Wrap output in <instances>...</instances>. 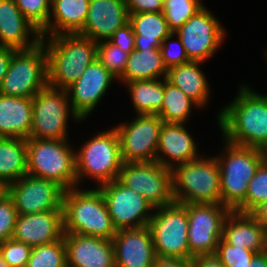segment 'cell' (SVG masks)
<instances>
[{
	"label": "cell",
	"instance_id": "cell-29",
	"mask_svg": "<svg viewBox=\"0 0 267 267\" xmlns=\"http://www.w3.org/2000/svg\"><path fill=\"white\" fill-rule=\"evenodd\" d=\"M166 78L167 69L164 66L160 48L134 50L129 54L122 83L136 80H150Z\"/></svg>",
	"mask_w": 267,
	"mask_h": 267
},
{
	"label": "cell",
	"instance_id": "cell-30",
	"mask_svg": "<svg viewBox=\"0 0 267 267\" xmlns=\"http://www.w3.org/2000/svg\"><path fill=\"white\" fill-rule=\"evenodd\" d=\"M26 174V139L0 137V178L10 184Z\"/></svg>",
	"mask_w": 267,
	"mask_h": 267
},
{
	"label": "cell",
	"instance_id": "cell-38",
	"mask_svg": "<svg viewBox=\"0 0 267 267\" xmlns=\"http://www.w3.org/2000/svg\"><path fill=\"white\" fill-rule=\"evenodd\" d=\"M256 254L249 249L229 245L222 238L215 252L225 267H248V263Z\"/></svg>",
	"mask_w": 267,
	"mask_h": 267
},
{
	"label": "cell",
	"instance_id": "cell-26",
	"mask_svg": "<svg viewBox=\"0 0 267 267\" xmlns=\"http://www.w3.org/2000/svg\"><path fill=\"white\" fill-rule=\"evenodd\" d=\"M89 4L90 0H55L51 5L52 10H50L54 22L49 20L47 27L41 32V36L48 38V35L79 33L85 25Z\"/></svg>",
	"mask_w": 267,
	"mask_h": 267
},
{
	"label": "cell",
	"instance_id": "cell-34",
	"mask_svg": "<svg viewBox=\"0 0 267 267\" xmlns=\"http://www.w3.org/2000/svg\"><path fill=\"white\" fill-rule=\"evenodd\" d=\"M203 7L201 0H163V13L172 33Z\"/></svg>",
	"mask_w": 267,
	"mask_h": 267
},
{
	"label": "cell",
	"instance_id": "cell-45",
	"mask_svg": "<svg viewBox=\"0 0 267 267\" xmlns=\"http://www.w3.org/2000/svg\"><path fill=\"white\" fill-rule=\"evenodd\" d=\"M192 267H225L215 254L200 255L192 258Z\"/></svg>",
	"mask_w": 267,
	"mask_h": 267
},
{
	"label": "cell",
	"instance_id": "cell-47",
	"mask_svg": "<svg viewBox=\"0 0 267 267\" xmlns=\"http://www.w3.org/2000/svg\"><path fill=\"white\" fill-rule=\"evenodd\" d=\"M267 231V201L258 205L250 213Z\"/></svg>",
	"mask_w": 267,
	"mask_h": 267
},
{
	"label": "cell",
	"instance_id": "cell-28",
	"mask_svg": "<svg viewBox=\"0 0 267 267\" xmlns=\"http://www.w3.org/2000/svg\"><path fill=\"white\" fill-rule=\"evenodd\" d=\"M129 23L135 34V49H158L172 33L163 12L129 15Z\"/></svg>",
	"mask_w": 267,
	"mask_h": 267
},
{
	"label": "cell",
	"instance_id": "cell-51",
	"mask_svg": "<svg viewBox=\"0 0 267 267\" xmlns=\"http://www.w3.org/2000/svg\"><path fill=\"white\" fill-rule=\"evenodd\" d=\"M46 1L50 6L55 2V0H46Z\"/></svg>",
	"mask_w": 267,
	"mask_h": 267
},
{
	"label": "cell",
	"instance_id": "cell-12",
	"mask_svg": "<svg viewBox=\"0 0 267 267\" xmlns=\"http://www.w3.org/2000/svg\"><path fill=\"white\" fill-rule=\"evenodd\" d=\"M188 215L189 259L215 254L230 209L223 204H182Z\"/></svg>",
	"mask_w": 267,
	"mask_h": 267
},
{
	"label": "cell",
	"instance_id": "cell-23",
	"mask_svg": "<svg viewBox=\"0 0 267 267\" xmlns=\"http://www.w3.org/2000/svg\"><path fill=\"white\" fill-rule=\"evenodd\" d=\"M184 125L163 122L161 126L156 161L164 167L172 169L200 157L195 141Z\"/></svg>",
	"mask_w": 267,
	"mask_h": 267
},
{
	"label": "cell",
	"instance_id": "cell-42",
	"mask_svg": "<svg viewBox=\"0 0 267 267\" xmlns=\"http://www.w3.org/2000/svg\"><path fill=\"white\" fill-rule=\"evenodd\" d=\"M109 41L118 46L119 49L129 54L135 50V34L131 24L128 22L113 33Z\"/></svg>",
	"mask_w": 267,
	"mask_h": 267
},
{
	"label": "cell",
	"instance_id": "cell-44",
	"mask_svg": "<svg viewBox=\"0 0 267 267\" xmlns=\"http://www.w3.org/2000/svg\"><path fill=\"white\" fill-rule=\"evenodd\" d=\"M153 267H192V259L156 256Z\"/></svg>",
	"mask_w": 267,
	"mask_h": 267
},
{
	"label": "cell",
	"instance_id": "cell-3",
	"mask_svg": "<svg viewBox=\"0 0 267 267\" xmlns=\"http://www.w3.org/2000/svg\"><path fill=\"white\" fill-rule=\"evenodd\" d=\"M63 231L113 240L116 234L111 217L98 187L70 188L63 194Z\"/></svg>",
	"mask_w": 267,
	"mask_h": 267
},
{
	"label": "cell",
	"instance_id": "cell-13",
	"mask_svg": "<svg viewBox=\"0 0 267 267\" xmlns=\"http://www.w3.org/2000/svg\"><path fill=\"white\" fill-rule=\"evenodd\" d=\"M97 187L103 195L116 230L148 226L153 216L149 211H155V208L143 196L124 185L118 178Z\"/></svg>",
	"mask_w": 267,
	"mask_h": 267
},
{
	"label": "cell",
	"instance_id": "cell-18",
	"mask_svg": "<svg viewBox=\"0 0 267 267\" xmlns=\"http://www.w3.org/2000/svg\"><path fill=\"white\" fill-rule=\"evenodd\" d=\"M112 241L116 267H153L156 253L148 226L117 230Z\"/></svg>",
	"mask_w": 267,
	"mask_h": 267
},
{
	"label": "cell",
	"instance_id": "cell-36",
	"mask_svg": "<svg viewBox=\"0 0 267 267\" xmlns=\"http://www.w3.org/2000/svg\"><path fill=\"white\" fill-rule=\"evenodd\" d=\"M129 53L113 45L109 40L97 43V59L116 78L120 79L126 68Z\"/></svg>",
	"mask_w": 267,
	"mask_h": 267
},
{
	"label": "cell",
	"instance_id": "cell-15",
	"mask_svg": "<svg viewBox=\"0 0 267 267\" xmlns=\"http://www.w3.org/2000/svg\"><path fill=\"white\" fill-rule=\"evenodd\" d=\"M226 31L204 6L175 33L179 37L190 61L208 60L221 46Z\"/></svg>",
	"mask_w": 267,
	"mask_h": 267
},
{
	"label": "cell",
	"instance_id": "cell-1",
	"mask_svg": "<svg viewBox=\"0 0 267 267\" xmlns=\"http://www.w3.org/2000/svg\"><path fill=\"white\" fill-rule=\"evenodd\" d=\"M233 100L217 117L224 141L267 151V95L241 84Z\"/></svg>",
	"mask_w": 267,
	"mask_h": 267
},
{
	"label": "cell",
	"instance_id": "cell-33",
	"mask_svg": "<svg viewBox=\"0 0 267 267\" xmlns=\"http://www.w3.org/2000/svg\"><path fill=\"white\" fill-rule=\"evenodd\" d=\"M26 267H67L64 238L50 244L32 247Z\"/></svg>",
	"mask_w": 267,
	"mask_h": 267
},
{
	"label": "cell",
	"instance_id": "cell-16",
	"mask_svg": "<svg viewBox=\"0 0 267 267\" xmlns=\"http://www.w3.org/2000/svg\"><path fill=\"white\" fill-rule=\"evenodd\" d=\"M64 189L57 183L29 174L9 184L8 195L18 214L63 210Z\"/></svg>",
	"mask_w": 267,
	"mask_h": 267
},
{
	"label": "cell",
	"instance_id": "cell-35",
	"mask_svg": "<svg viewBox=\"0 0 267 267\" xmlns=\"http://www.w3.org/2000/svg\"><path fill=\"white\" fill-rule=\"evenodd\" d=\"M267 201V159L259 166L248 184L245 200L234 210L251 213L258 205Z\"/></svg>",
	"mask_w": 267,
	"mask_h": 267
},
{
	"label": "cell",
	"instance_id": "cell-49",
	"mask_svg": "<svg viewBox=\"0 0 267 267\" xmlns=\"http://www.w3.org/2000/svg\"><path fill=\"white\" fill-rule=\"evenodd\" d=\"M9 193V184L0 178V201L5 198Z\"/></svg>",
	"mask_w": 267,
	"mask_h": 267
},
{
	"label": "cell",
	"instance_id": "cell-19",
	"mask_svg": "<svg viewBox=\"0 0 267 267\" xmlns=\"http://www.w3.org/2000/svg\"><path fill=\"white\" fill-rule=\"evenodd\" d=\"M63 234V210H51L18 214L12 239L36 247L56 242Z\"/></svg>",
	"mask_w": 267,
	"mask_h": 267
},
{
	"label": "cell",
	"instance_id": "cell-8",
	"mask_svg": "<svg viewBox=\"0 0 267 267\" xmlns=\"http://www.w3.org/2000/svg\"><path fill=\"white\" fill-rule=\"evenodd\" d=\"M47 85V53L43 42L29 49L13 50L0 94L32 98Z\"/></svg>",
	"mask_w": 267,
	"mask_h": 267
},
{
	"label": "cell",
	"instance_id": "cell-40",
	"mask_svg": "<svg viewBox=\"0 0 267 267\" xmlns=\"http://www.w3.org/2000/svg\"><path fill=\"white\" fill-rule=\"evenodd\" d=\"M175 35V33H171L170 35H168L165 40L161 43V47H160V51H161V55H162V59H163V63L164 66L166 67V69H170L171 67L174 66H179L181 64H185L190 62L185 49L181 43L180 38L178 37L176 41H174L172 43V38H174L173 36ZM171 40V41H169ZM168 43H170L168 45ZM171 43L174 44V48L171 46ZM171 46V48H170Z\"/></svg>",
	"mask_w": 267,
	"mask_h": 267
},
{
	"label": "cell",
	"instance_id": "cell-46",
	"mask_svg": "<svg viewBox=\"0 0 267 267\" xmlns=\"http://www.w3.org/2000/svg\"><path fill=\"white\" fill-rule=\"evenodd\" d=\"M13 49L0 45V86L7 73Z\"/></svg>",
	"mask_w": 267,
	"mask_h": 267
},
{
	"label": "cell",
	"instance_id": "cell-2",
	"mask_svg": "<svg viewBox=\"0 0 267 267\" xmlns=\"http://www.w3.org/2000/svg\"><path fill=\"white\" fill-rule=\"evenodd\" d=\"M46 39L41 41L47 53L48 85L54 88L69 87L97 57V43L78 33Z\"/></svg>",
	"mask_w": 267,
	"mask_h": 267
},
{
	"label": "cell",
	"instance_id": "cell-7",
	"mask_svg": "<svg viewBox=\"0 0 267 267\" xmlns=\"http://www.w3.org/2000/svg\"><path fill=\"white\" fill-rule=\"evenodd\" d=\"M81 147L75 152L77 187L86 176L97 181L98 186L119 177L124 162L115 128L95 135Z\"/></svg>",
	"mask_w": 267,
	"mask_h": 267
},
{
	"label": "cell",
	"instance_id": "cell-41",
	"mask_svg": "<svg viewBox=\"0 0 267 267\" xmlns=\"http://www.w3.org/2000/svg\"><path fill=\"white\" fill-rule=\"evenodd\" d=\"M17 217L13 200L7 195L0 201V244L12 238Z\"/></svg>",
	"mask_w": 267,
	"mask_h": 267
},
{
	"label": "cell",
	"instance_id": "cell-50",
	"mask_svg": "<svg viewBox=\"0 0 267 267\" xmlns=\"http://www.w3.org/2000/svg\"><path fill=\"white\" fill-rule=\"evenodd\" d=\"M0 267H10L9 264L4 260L1 252H0Z\"/></svg>",
	"mask_w": 267,
	"mask_h": 267
},
{
	"label": "cell",
	"instance_id": "cell-17",
	"mask_svg": "<svg viewBox=\"0 0 267 267\" xmlns=\"http://www.w3.org/2000/svg\"><path fill=\"white\" fill-rule=\"evenodd\" d=\"M114 79L116 78L96 58L86 67L81 77L66 88L71 107L81 120L91 115Z\"/></svg>",
	"mask_w": 267,
	"mask_h": 267
},
{
	"label": "cell",
	"instance_id": "cell-31",
	"mask_svg": "<svg viewBox=\"0 0 267 267\" xmlns=\"http://www.w3.org/2000/svg\"><path fill=\"white\" fill-rule=\"evenodd\" d=\"M133 107L138 114H157L164 98V79L126 82Z\"/></svg>",
	"mask_w": 267,
	"mask_h": 267
},
{
	"label": "cell",
	"instance_id": "cell-9",
	"mask_svg": "<svg viewBox=\"0 0 267 267\" xmlns=\"http://www.w3.org/2000/svg\"><path fill=\"white\" fill-rule=\"evenodd\" d=\"M66 89L45 86L32 97L33 117L29 138L43 140H66L69 113L75 114ZM71 112H69L70 110Z\"/></svg>",
	"mask_w": 267,
	"mask_h": 267
},
{
	"label": "cell",
	"instance_id": "cell-11",
	"mask_svg": "<svg viewBox=\"0 0 267 267\" xmlns=\"http://www.w3.org/2000/svg\"><path fill=\"white\" fill-rule=\"evenodd\" d=\"M118 179L143 196L154 208L174 203L171 169L157 161L124 162Z\"/></svg>",
	"mask_w": 267,
	"mask_h": 267
},
{
	"label": "cell",
	"instance_id": "cell-10",
	"mask_svg": "<svg viewBox=\"0 0 267 267\" xmlns=\"http://www.w3.org/2000/svg\"><path fill=\"white\" fill-rule=\"evenodd\" d=\"M155 210L148 227L156 256L189 259V221L186 208L174 202Z\"/></svg>",
	"mask_w": 267,
	"mask_h": 267
},
{
	"label": "cell",
	"instance_id": "cell-22",
	"mask_svg": "<svg viewBox=\"0 0 267 267\" xmlns=\"http://www.w3.org/2000/svg\"><path fill=\"white\" fill-rule=\"evenodd\" d=\"M30 35L34 37L31 41ZM41 40V32L22 14L14 0H0V45L24 50Z\"/></svg>",
	"mask_w": 267,
	"mask_h": 267
},
{
	"label": "cell",
	"instance_id": "cell-43",
	"mask_svg": "<svg viewBox=\"0 0 267 267\" xmlns=\"http://www.w3.org/2000/svg\"><path fill=\"white\" fill-rule=\"evenodd\" d=\"M128 15L163 12V0H126Z\"/></svg>",
	"mask_w": 267,
	"mask_h": 267
},
{
	"label": "cell",
	"instance_id": "cell-6",
	"mask_svg": "<svg viewBox=\"0 0 267 267\" xmlns=\"http://www.w3.org/2000/svg\"><path fill=\"white\" fill-rule=\"evenodd\" d=\"M67 140L26 139L27 174L53 181L64 190L77 187L76 150Z\"/></svg>",
	"mask_w": 267,
	"mask_h": 267
},
{
	"label": "cell",
	"instance_id": "cell-39",
	"mask_svg": "<svg viewBox=\"0 0 267 267\" xmlns=\"http://www.w3.org/2000/svg\"><path fill=\"white\" fill-rule=\"evenodd\" d=\"M31 250L29 245L12 238L0 244V252L10 267H26Z\"/></svg>",
	"mask_w": 267,
	"mask_h": 267
},
{
	"label": "cell",
	"instance_id": "cell-37",
	"mask_svg": "<svg viewBox=\"0 0 267 267\" xmlns=\"http://www.w3.org/2000/svg\"><path fill=\"white\" fill-rule=\"evenodd\" d=\"M22 14L42 32L53 19L51 7L46 0H14Z\"/></svg>",
	"mask_w": 267,
	"mask_h": 267
},
{
	"label": "cell",
	"instance_id": "cell-4",
	"mask_svg": "<svg viewBox=\"0 0 267 267\" xmlns=\"http://www.w3.org/2000/svg\"><path fill=\"white\" fill-rule=\"evenodd\" d=\"M224 144L225 155L215 157L220 169L221 200L234 211L245 200L248 184L267 159V151L227 141Z\"/></svg>",
	"mask_w": 267,
	"mask_h": 267
},
{
	"label": "cell",
	"instance_id": "cell-27",
	"mask_svg": "<svg viewBox=\"0 0 267 267\" xmlns=\"http://www.w3.org/2000/svg\"><path fill=\"white\" fill-rule=\"evenodd\" d=\"M203 62L190 61L167 70L166 80L182 90L199 107H205L210 89L203 71L199 68Z\"/></svg>",
	"mask_w": 267,
	"mask_h": 267
},
{
	"label": "cell",
	"instance_id": "cell-25",
	"mask_svg": "<svg viewBox=\"0 0 267 267\" xmlns=\"http://www.w3.org/2000/svg\"><path fill=\"white\" fill-rule=\"evenodd\" d=\"M32 113V98L0 94V137L28 139Z\"/></svg>",
	"mask_w": 267,
	"mask_h": 267
},
{
	"label": "cell",
	"instance_id": "cell-21",
	"mask_svg": "<svg viewBox=\"0 0 267 267\" xmlns=\"http://www.w3.org/2000/svg\"><path fill=\"white\" fill-rule=\"evenodd\" d=\"M67 267H116L113 241L100 237L64 233Z\"/></svg>",
	"mask_w": 267,
	"mask_h": 267
},
{
	"label": "cell",
	"instance_id": "cell-24",
	"mask_svg": "<svg viewBox=\"0 0 267 267\" xmlns=\"http://www.w3.org/2000/svg\"><path fill=\"white\" fill-rule=\"evenodd\" d=\"M222 239L256 253L267 250V231L250 213L230 211L223 224Z\"/></svg>",
	"mask_w": 267,
	"mask_h": 267
},
{
	"label": "cell",
	"instance_id": "cell-14",
	"mask_svg": "<svg viewBox=\"0 0 267 267\" xmlns=\"http://www.w3.org/2000/svg\"><path fill=\"white\" fill-rule=\"evenodd\" d=\"M163 120L157 114H138L130 123L115 126L123 162H153Z\"/></svg>",
	"mask_w": 267,
	"mask_h": 267
},
{
	"label": "cell",
	"instance_id": "cell-20",
	"mask_svg": "<svg viewBox=\"0 0 267 267\" xmlns=\"http://www.w3.org/2000/svg\"><path fill=\"white\" fill-rule=\"evenodd\" d=\"M128 22L126 0H90L85 25L78 34L99 43Z\"/></svg>",
	"mask_w": 267,
	"mask_h": 267
},
{
	"label": "cell",
	"instance_id": "cell-48",
	"mask_svg": "<svg viewBox=\"0 0 267 267\" xmlns=\"http://www.w3.org/2000/svg\"><path fill=\"white\" fill-rule=\"evenodd\" d=\"M248 267H267V250L262 253H257L250 263H248Z\"/></svg>",
	"mask_w": 267,
	"mask_h": 267
},
{
	"label": "cell",
	"instance_id": "cell-32",
	"mask_svg": "<svg viewBox=\"0 0 267 267\" xmlns=\"http://www.w3.org/2000/svg\"><path fill=\"white\" fill-rule=\"evenodd\" d=\"M192 105L198 107L182 90L164 78V98L157 113L163 122L184 124L191 114Z\"/></svg>",
	"mask_w": 267,
	"mask_h": 267
},
{
	"label": "cell",
	"instance_id": "cell-5",
	"mask_svg": "<svg viewBox=\"0 0 267 267\" xmlns=\"http://www.w3.org/2000/svg\"><path fill=\"white\" fill-rule=\"evenodd\" d=\"M174 202L222 204L220 169L215 157L180 163L171 169Z\"/></svg>",
	"mask_w": 267,
	"mask_h": 267
}]
</instances>
